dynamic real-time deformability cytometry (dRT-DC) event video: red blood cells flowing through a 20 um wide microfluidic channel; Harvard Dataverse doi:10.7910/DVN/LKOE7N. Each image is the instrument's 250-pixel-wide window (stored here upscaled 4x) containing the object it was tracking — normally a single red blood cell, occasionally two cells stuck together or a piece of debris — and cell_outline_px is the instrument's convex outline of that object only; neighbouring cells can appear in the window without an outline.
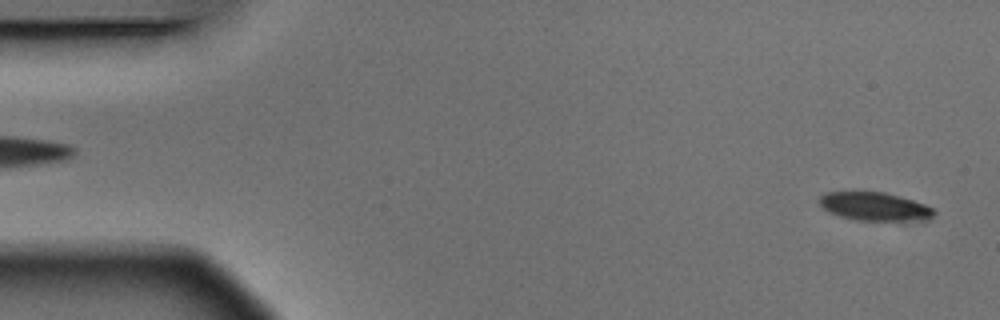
{"species": "Egyptian fruit bat (a non-hibernating species)", "species_latin": "Rousettus aegyptiacus", "temperature_condition": "warm", "stored_images_in_passage": 3, "segment_of_instrument_passage": [2, 2], "camera_frame_rate_fps": 3000, "um_per_image_px": 0.085, "animal": {"sex": "male"}, "frame": {"image": 1, "passage_image": 3, "time_ms": 0.667, "image_size_px": [1000, 320], "cell_outline_px": [[936, 212], [932, 220], [904, 224], [856, 220], [840, 216], [828, 212], [820, 204], [820, 196], [824, 192], [884, 192], [900, 196], [924, 204], [932, 208]], "centroid_in_image_um": [74.47, 17.62], "position_along_channel_um": 10.5, "area_um2": 20.0}}